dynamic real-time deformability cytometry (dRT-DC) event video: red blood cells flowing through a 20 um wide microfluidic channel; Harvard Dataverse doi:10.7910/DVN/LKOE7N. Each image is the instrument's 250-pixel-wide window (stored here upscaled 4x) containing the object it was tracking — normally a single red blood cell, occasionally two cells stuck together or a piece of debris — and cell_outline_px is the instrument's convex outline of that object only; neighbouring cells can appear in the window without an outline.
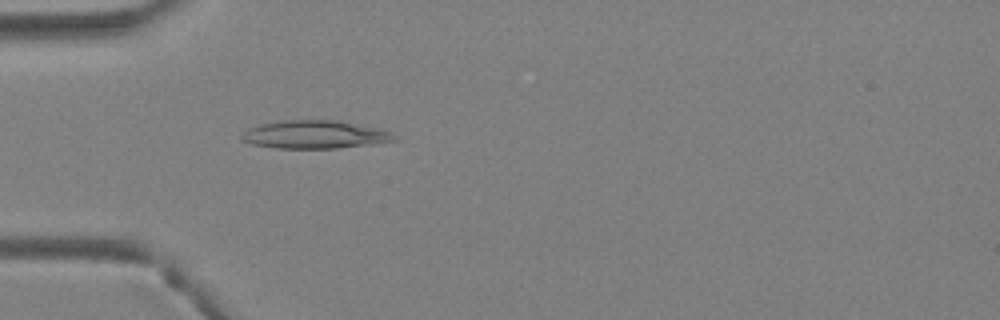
{"species": "Egyptian fruit bat (a non-hibernating species)", "species_latin": "Rousettus aegyptiacus", "temperature_condition": "warm", "stored_images_in_passage": 33, "camera_frame_rate_fps": 3000, "um_per_image_px": 0.085, "animal": {"sex": "female"}, "frame": {"image": 1, "passage_image": 5, "time_ms": 1.333, "image_size_px": [1000, 320], "cell_outline_px": [[396, 140], [372, 144], [336, 148], [276, 148], [252, 144], [240, 140], [240, 136], [248, 128], [260, 124], [280, 120], [340, 120], [380, 128], [392, 132], [396, 136]], "centroid_in_image_um": [26.76, 11.43], "position_along_channel_um": 58.2, "area_um2": 25.2}}
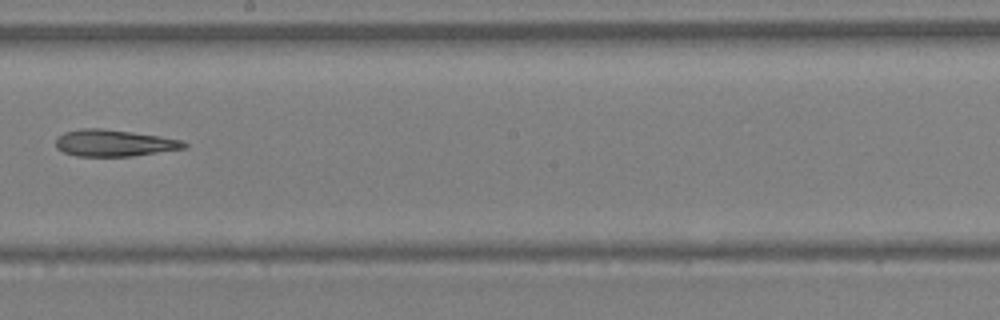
{"frame": {"image": 2, "passage_image": 16, "time_ms": 5.0, "image_size_px": [1000, 320], "cell_outline_px": [[188, 148], [132, 156], [76, 156], [64, 152], [56, 148], [56, 136], [64, 132], [80, 128], [100, 128], [132, 132], [160, 136], [184, 140], [188, 144]], "centroid_in_image_um": [9.71, 12.15], "position_along_channel_um": 238.5, "area_um2": 20.17}}
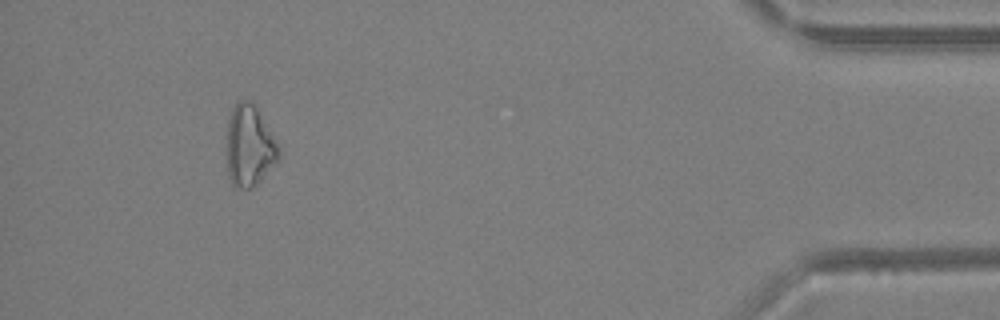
{"frame": {"image": 3, "passage_image": 30, "time_ms": 9.667, "image_size_px": [1000, 320], "cell_outline_px": [[280, 160], [252, 188], [232, 188], [228, 176], [228, 120], [232, 108], [240, 100], [248, 100], [256, 108], [280, 148]], "centroid_in_image_um": [21.2, 12.46], "position_along_channel_um": 414.0, "area_um2": 24.33}}